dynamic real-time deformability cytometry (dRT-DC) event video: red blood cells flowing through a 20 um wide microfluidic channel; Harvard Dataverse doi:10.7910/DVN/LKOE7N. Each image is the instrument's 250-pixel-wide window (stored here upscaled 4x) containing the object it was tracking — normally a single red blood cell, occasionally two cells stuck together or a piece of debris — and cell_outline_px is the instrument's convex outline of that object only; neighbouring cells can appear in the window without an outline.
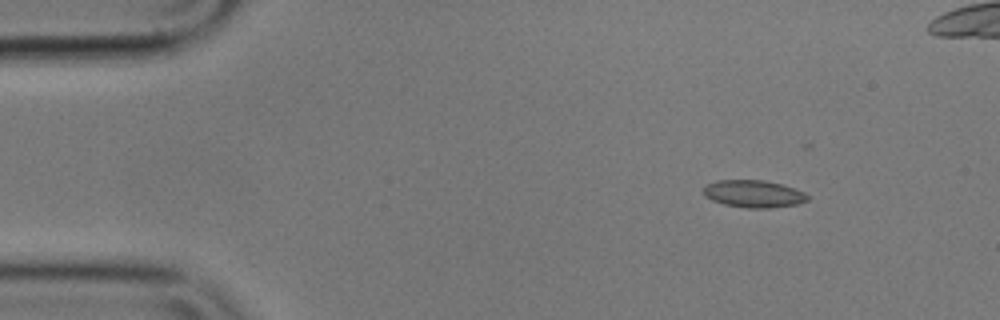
{"species": "common noctule bat (a hibernating species)", "species_latin": "Nyctalus noctula", "temperature_condition": "cold", "stored_images_in_passage": 41, "camera_frame_rate_fps": 3000, "um_per_image_px": 0.085, "animal": {"sex": "male", "body_mass_g": 17.9}, "frame": {"image": 1, "passage_image": 1, "time_ms": 0.0, "image_size_px": [1000, 320], "cell_outline_px": [[808, 200], [796, 204], [772, 208], [748, 208], [724, 204], [712, 200], [704, 196], [704, 184], [716, 180], [764, 180], [796, 188], [804, 192], [808, 196]], "centroid_in_image_um": [64.04, 16.47], "position_along_channel_um": 21.0, "area_um2": 16.65}}
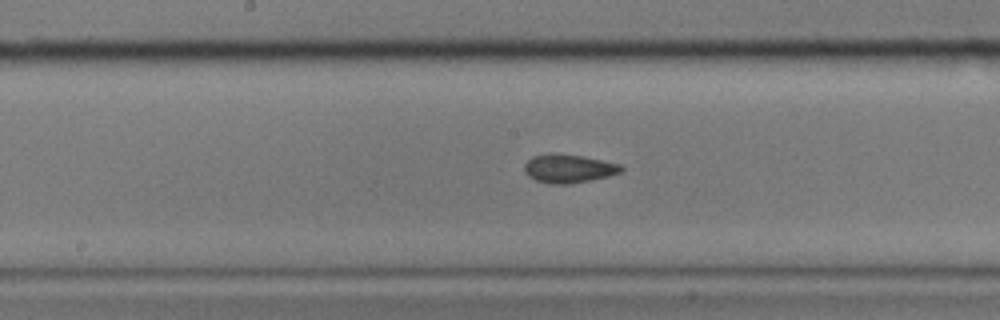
{"frame": {"image": 2, "passage_image": 22, "time_ms": 7.0, "image_size_px": [1000, 320], "cell_outline_px": [[624, 168], [620, 172], [608, 176], [572, 184], [552, 184], [536, 180], [528, 176], [524, 172], [524, 164], [532, 156], [548, 152], [556, 152], [584, 156], [620, 164]], "centroid_in_image_um": [48.29, 14.3], "position_along_channel_um": 199.9, "area_um2": 16.36}}
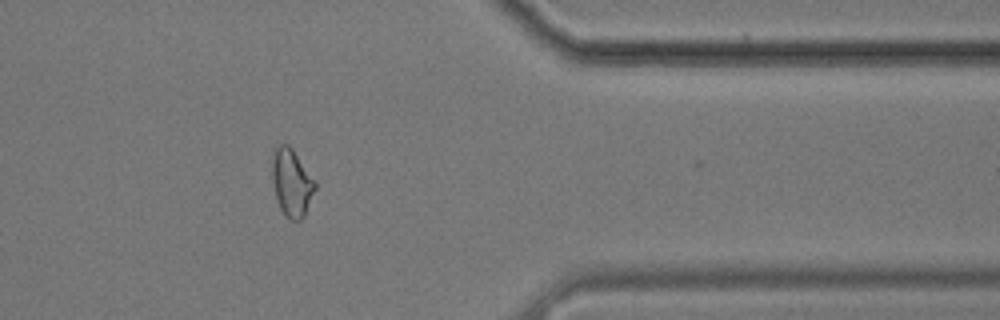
{"frame": {"image": 3, "passage_image": 39, "time_ms": 12.667, "image_size_px": [1000, 320], "cell_outline_px": [[316, 188], [304, 216], [300, 220], [288, 220], [284, 216], [276, 200], [272, 180], [272, 160], [276, 144], [288, 144], [292, 148], [316, 180]], "centroid_in_image_um": [24.79, 15.53], "position_along_channel_um": 386.6, "area_um2": 17.17}, "authors_computed_cell_mechanics": {"area_um2": 15.9528, "velocity_mm_per_s": 3.6064, "shape_relaxation_time_tau1_ms": null, "shape_relaxation_time_tau2_ms": 2.1854, "deformation_change_tau1": null, "deformation_change_tau2": 0.0784}}